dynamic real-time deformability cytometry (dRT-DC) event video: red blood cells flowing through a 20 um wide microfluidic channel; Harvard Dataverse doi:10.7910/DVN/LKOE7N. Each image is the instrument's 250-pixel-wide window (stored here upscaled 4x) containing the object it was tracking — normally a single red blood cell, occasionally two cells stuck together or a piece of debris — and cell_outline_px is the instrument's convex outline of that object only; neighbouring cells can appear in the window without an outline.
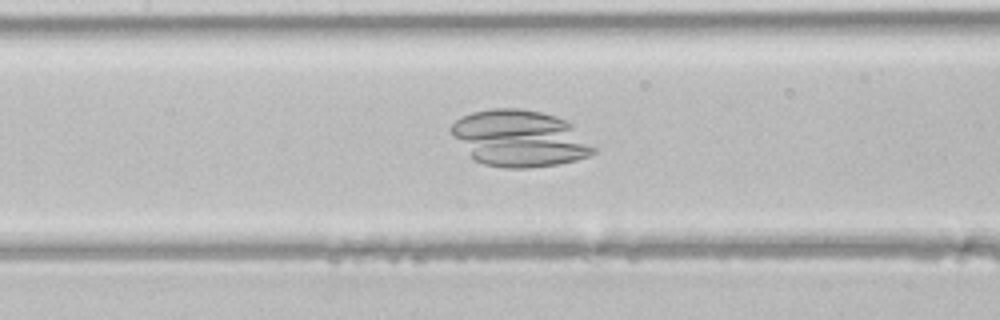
{"species": "common noctule bat (a hibernating species)", "species_latin": "Nyctalus noctula", "temperature_condition": "room temperature", "stored_images_in_passage": 45, "camera_frame_rate_fps": 3000, "um_per_image_px": 0.085, "animal": {"sex": "male", "body_mass_g": 21.5, "forearm_length_mm": 52.0}, "frame": {"image": 1, "passage_image": 20, "time_ms": 6.333, "image_size_px": [1000, 320], "cell_outline_px": [[596, 152], [588, 156], [576, 160], [560, 164], [528, 168], [504, 168], [484, 164], [476, 160], [472, 156], [448, 128], [456, 120], [472, 112], [492, 108], [516, 108], [540, 112], [556, 116], [568, 120], [596, 148]], "centroid_in_image_um": [44.22, 11.76], "position_along_channel_um": 163.2, "area_um2": 46.59}}
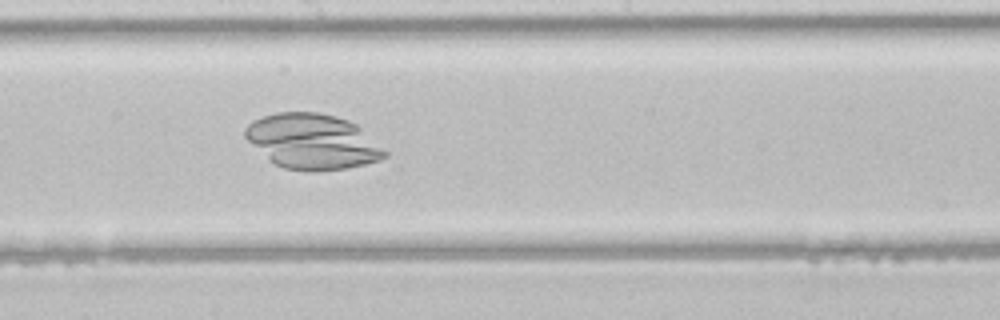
{"frame": {"image": 2, "passage_image": 24, "time_ms": 7.667, "image_size_px": [1000, 320], "cell_outline_px": [[388, 156], [380, 160], [348, 168], [312, 172], [308, 172], [284, 168], [276, 164], [248, 140], [244, 136], [244, 128], [252, 120], [276, 112], [320, 112], [348, 120], [356, 124], [388, 152]], "centroid_in_image_um": [26.58, 12.03], "position_along_channel_um": 221.6, "area_um2": 44.74}}
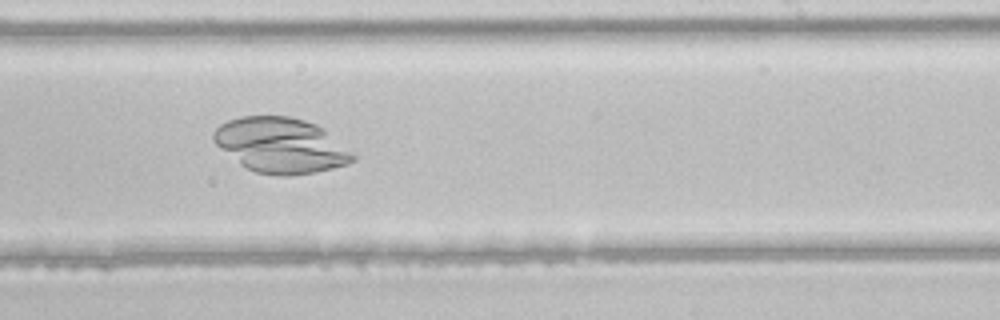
{"frame": {"image": 3, "passage_image": 27, "time_ms": 8.667, "image_size_px": [1000, 320], "cell_outline_px": [[356, 160], [348, 164], [316, 172], [292, 176], [280, 176], [256, 172], [240, 164], [216, 144], [212, 140], [212, 132], [220, 124], [228, 120], [240, 116], [292, 116], [316, 124], [356, 156]], "centroid_in_image_um": [23.84, 12.35], "position_along_channel_um": 265.2, "area_um2": 44.51}}